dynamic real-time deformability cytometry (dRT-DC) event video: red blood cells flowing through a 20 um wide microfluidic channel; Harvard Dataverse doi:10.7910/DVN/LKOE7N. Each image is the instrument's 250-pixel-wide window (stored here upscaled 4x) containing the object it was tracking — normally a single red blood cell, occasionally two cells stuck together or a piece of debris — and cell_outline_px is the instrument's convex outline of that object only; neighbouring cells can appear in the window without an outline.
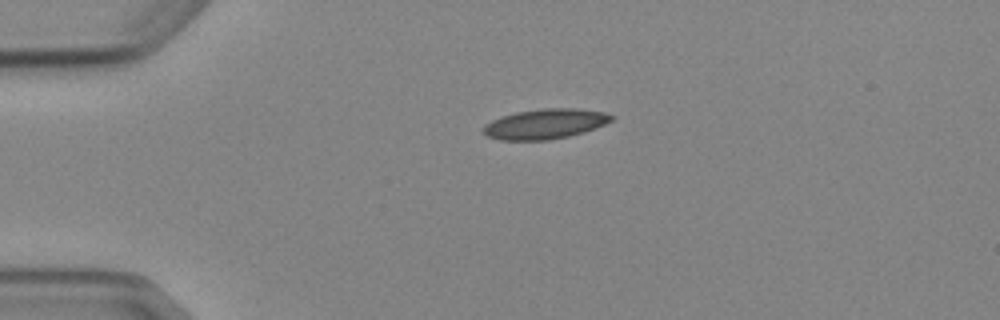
{"species": "Egyptian fruit bat (a non-hibernating species)", "species_latin": "Rousettus aegyptiacus", "temperature_condition": "cold", "stored_images_in_passage": 2, "camera_frame_rate_fps": 3000, "um_per_image_px": 0.085, "animal": {"sex": "female"}, "frame": {"image": 1, "passage_image": 1, "time_ms": 0.0, "image_size_px": [1000, 320], "cell_outline_px": [[616, 116], [612, 120], [596, 128], [584, 132], [568, 136], [548, 140], [500, 140], [488, 136], [484, 132], [484, 124], [492, 120], [516, 112], [544, 108], [580, 108], [604, 112]], "centroid_in_image_um": [46.38, 10.53], "position_along_channel_um": 38.6, "area_um2": 22.37}}